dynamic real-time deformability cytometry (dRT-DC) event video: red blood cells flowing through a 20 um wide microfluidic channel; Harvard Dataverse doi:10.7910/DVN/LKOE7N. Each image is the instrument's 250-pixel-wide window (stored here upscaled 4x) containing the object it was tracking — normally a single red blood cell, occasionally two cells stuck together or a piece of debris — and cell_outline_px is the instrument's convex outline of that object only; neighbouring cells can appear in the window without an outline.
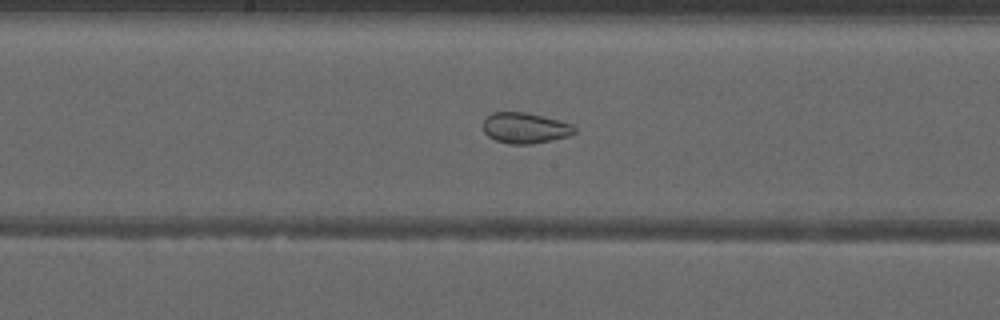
{"species": "common noctule bat (a hibernating species)", "species_latin": "Nyctalus noctula", "temperature_condition": "warm", "stored_images_in_passage": 37, "camera_frame_rate_fps": 3000, "um_per_image_px": 0.085, "animal": {"sex": "male", "forearm_length_mm": 52.5}, "frame": {"image": 1, "passage_image": 13, "time_ms": 4.0, "image_size_px": [1000, 320], "cell_outline_px": [[576, 132], [568, 136], [552, 140], [532, 144], [508, 144], [496, 140], [488, 136], [484, 132], [484, 120], [492, 112], [524, 112], [560, 120], [572, 124], [576, 128]], "centroid_in_image_um": [44.65, 10.88], "position_along_channel_um": 203.6, "area_um2": 16.36}}
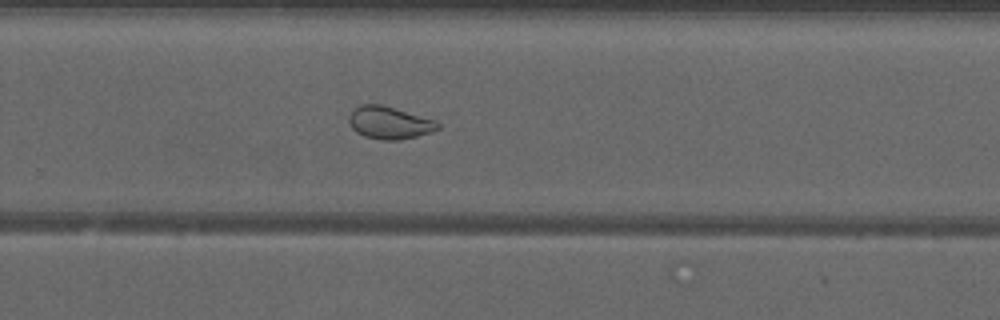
{"frame": {"image": 2, "passage_image": 20, "time_ms": 6.333, "image_size_px": [1000, 320], "cell_outline_px": [[440, 128], [432, 132], [400, 140], [384, 140], [364, 136], [356, 132], [352, 128], [348, 120], [348, 116], [360, 104], [380, 104], [436, 120], [440, 124]], "centroid_in_image_um": [33.11, 10.44], "position_along_channel_um": 296.7, "area_um2": 16.76}}
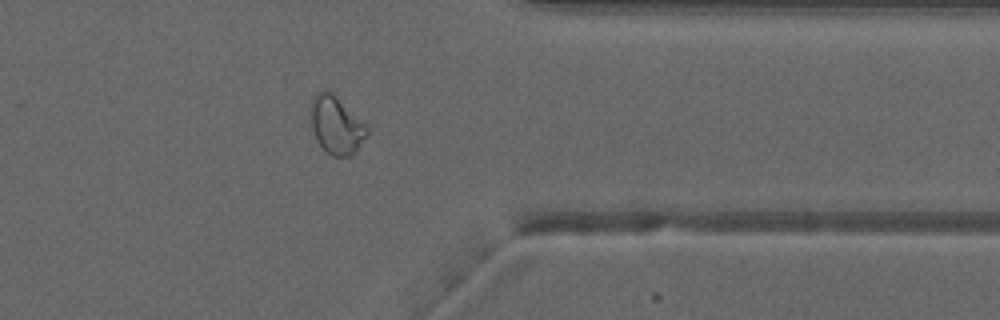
{"frame": {"image": 3, "passage_image": 27, "time_ms": 8.667, "image_size_px": [1000, 320], "cell_outline_px": [[368, 132], [352, 156], [332, 156], [316, 140], [312, 128], [308, 112], [312, 100], [316, 92], [320, 88], [328, 88], [368, 128]], "centroid_in_image_um": [28.51, 10.58], "position_along_channel_um": 382.9, "area_um2": 18.9}, "authors_computed_cell_mechanics": {"area_um2": 19.2474, "velocity_mm_per_s": 4.0069, "shape_relaxation_time_tau1_ms": null, "shape_relaxation_time_tau2_ms": 1.3268, "deformation_change_tau1": null, "deformation_change_tau2": 0.0614}}